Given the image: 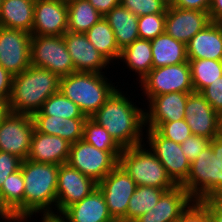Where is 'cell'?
Segmentation results:
<instances>
[{
  "label": "cell",
  "instance_id": "23",
  "mask_svg": "<svg viewBox=\"0 0 222 222\" xmlns=\"http://www.w3.org/2000/svg\"><path fill=\"white\" fill-rule=\"evenodd\" d=\"M61 213L69 222H115L98 188L80 202L65 208Z\"/></svg>",
  "mask_w": 222,
  "mask_h": 222
},
{
  "label": "cell",
  "instance_id": "12",
  "mask_svg": "<svg viewBox=\"0 0 222 222\" xmlns=\"http://www.w3.org/2000/svg\"><path fill=\"white\" fill-rule=\"evenodd\" d=\"M34 130L32 116L9 112L0 123V151L28 159Z\"/></svg>",
  "mask_w": 222,
  "mask_h": 222
},
{
  "label": "cell",
  "instance_id": "45",
  "mask_svg": "<svg viewBox=\"0 0 222 222\" xmlns=\"http://www.w3.org/2000/svg\"><path fill=\"white\" fill-rule=\"evenodd\" d=\"M13 84V75L0 65V99L9 101Z\"/></svg>",
  "mask_w": 222,
  "mask_h": 222
},
{
  "label": "cell",
  "instance_id": "20",
  "mask_svg": "<svg viewBox=\"0 0 222 222\" xmlns=\"http://www.w3.org/2000/svg\"><path fill=\"white\" fill-rule=\"evenodd\" d=\"M194 201L181 185L165 191L155 207L134 222H176Z\"/></svg>",
  "mask_w": 222,
  "mask_h": 222
},
{
  "label": "cell",
  "instance_id": "1",
  "mask_svg": "<svg viewBox=\"0 0 222 222\" xmlns=\"http://www.w3.org/2000/svg\"><path fill=\"white\" fill-rule=\"evenodd\" d=\"M123 89L119 87L90 118L122 148H128L144 144L145 108L139 107L141 102H134L135 96L131 99Z\"/></svg>",
  "mask_w": 222,
  "mask_h": 222
},
{
  "label": "cell",
  "instance_id": "48",
  "mask_svg": "<svg viewBox=\"0 0 222 222\" xmlns=\"http://www.w3.org/2000/svg\"><path fill=\"white\" fill-rule=\"evenodd\" d=\"M0 222H20L19 218L15 215V213L4 202V199L1 194H0Z\"/></svg>",
  "mask_w": 222,
  "mask_h": 222
},
{
  "label": "cell",
  "instance_id": "14",
  "mask_svg": "<svg viewBox=\"0 0 222 222\" xmlns=\"http://www.w3.org/2000/svg\"><path fill=\"white\" fill-rule=\"evenodd\" d=\"M98 183L72 168L68 163L61 164L57 178L56 212L80 202L97 189Z\"/></svg>",
  "mask_w": 222,
  "mask_h": 222
},
{
  "label": "cell",
  "instance_id": "34",
  "mask_svg": "<svg viewBox=\"0 0 222 222\" xmlns=\"http://www.w3.org/2000/svg\"><path fill=\"white\" fill-rule=\"evenodd\" d=\"M34 115H50L61 118H87L81 109L60 91L50 96Z\"/></svg>",
  "mask_w": 222,
  "mask_h": 222
},
{
  "label": "cell",
  "instance_id": "10",
  "mask_svg": "<svg viewBox=\"0 0 222 222\" xmlns=\"http://www.w3.org/2000/svg\"><path fill=\"white\" fill-rule=\"evenodd\" d=\"M144 144L159 159L167 175L176 185H182L188 177L190 161L180 144L163 137L155 129H145Z\"/></svg>",
  "mask_w": 222,
  "mask_h": 222
},
{
  "label": "cell",
  "instance_id": "8",
  "mask_svg": "<svg viewBox=\"0 0 222 222\" xmlns=\"http://www.w3.org/2000/svg\"><path fill=\"white\" fill-rule=\"evenodd\" d=\"M30 63L45 68L60 78L75 72L64 36L31 35Z\"/></svg>",
  "mask_w": 222,
  "mask_h": 222
},
{
  "label": "cell",
  "instance_id": "15",
  "mask_svg": "<svg viewBox=\"0 0 222 222\" xmlns=\"http://www.w3.org/2000/svg\"><path fill=\"white\" fill-rule=\"evenodd\" d=\"M63 36L75 72L107 73L108 70L110 73L112 64L94 47L85 33L67 31Z\"/></svg>",
  "mask_w": 222,
  "mask_h": 222
},
{
  "label": "cell",
  "instance_id": "44",
  "mask_svg": "<svg viewBox=\"0 0 222 222\" xmlns=\"http://www.w3.org/2000/svg\"><path fill=\"white\" fill-rule=\"evenodd\" d=\"M201 202L208 208L211 222H222V197H210Z\"/></svg>",
  "mask_w": 222,
  "mask_h": 222
},
{
  "label": "cell",
  "instance_id": "13",
  "mask_svg": "<svg viewBox=\"0 0 222 222\" xmlns=\"http://www.w3.org/2000/svg\"><path fill=\"white\" fill-rule=\"evenodd\" d=\"M31 34L0 27V65L13 76L22 73L30 63Z\"/></svg>",
  "mask_w": 222,
  "mask_h": 222
},
{
  "label": "cell",
  "instance_id": "22",
  "mask_svg": "<svg viewBox=\"0 0 222 222\" xmlns=\"http://www.w3.org/2000/svg\"><path fill=\"white\" fill-rule=\"evenodd\" d=\"M188 60H222V23L210 22L186 44Z\"/></svg>",
  "mask_w": 222,
  "mask_h": 222
},
{
  "label": "cell",
  "instance_id": "47",
  "mask_svg": "<svg viewBox=\"0 0 222 222\" xmlns=\"http://www.w3.org/2000/svg\"><path fill=\"white\" fill-rule=\"evenodd\" d=\"M90 4L104 17L114 7L121 4V0H88Z\"/></svg>",
  "mask_w": 222,
  "mask_h": 222
},
{
  "label": "cell",
  "instance_id": "40",
  "mask_svg": "<svg viewBox=\"0 0 222 222\" xmlns=\"http://www.w3.org/2000/svg\"><path fill=\"white\" fill-rule=\"evenodd\" d=\"M176 222H211V217L201 201H193Z\"/></svg>",
  "mask_w": 222,
  "mask_h": 222
},
{
  "label": "cell",
  "instance_id": "24",
  "mask_svg": "<svg viewBox=\"0 0 222 222\" xmlns=\"http://www.w3.org/2000/svg\"><path fill=\"white\" fill-rule=\"evenodd\" d=\"M34 127L38 132L59 136L73 144L83 139L86 118H61L50 115H33Z\"/></svg>",
  "mask_w": 222,
  "mask_h": 222
},
{
  "label": "cell",
  "instance_id": "41",
  "mask_svg": "<svg viewBox=\"0 0 222 222\" xmlns=\"http://www.w3.org/2000/svg\"><path fill=\"white\" fill-rule=\"evenodd\" d=\"M22 161L14 154L0 151V187L10 174L20 169Z\"/></svg>",
  "mask_w": 222,
  "mask_h": 222
},
{
  "label": "cell",
  "instance_id": "18",
  "mask_svg": "<svg viewBox=\"0 0 222 222\" xmlns=\"http://www.w3.org/2000/svg\"><path fill=\"white\" fill-rule=\"evenodd\" d=\"M210 22L209 13L206 11L168 6L165 33L175 40L187 44L196 33L202 31Z\"/></svg>",
  "mask_w": 222,
  "mask_h": 222
},
{
  "label": "cell",
  "instance_id": "37",
  "mask_svg": "<svg viewBox=\"0 0 222 222\" xmlns=\"http://www.w3.org/2000/svg\"><path fill=\"white\" fill-rule=\"evenodd\" d=\"M121 5L134 15L166 13L167 5L161 0H121Z\"/></svg>",
  "mask_w": 222,
  "mask_h": 222
},
{
  "label": "cell",
  "instance_id": "4",
  "mask_svg": "<svg viewBox=\"0 0 222 222\" xmlns=\"http://www.w3.org/2000/svg\"><path fill=\"white\" fill-rule=\"evenodd\" d=\"M24 189V216L37 212H56L59 165L34 162L21 163Z\"/></svg>",
  "mask_w": 222,
  "mask_h": 222
},
{
  "label": "cell",
  "instance_id": "52",
  "mask_svg": "<svg viewBox=\"0 0 222 222\" xmlns=\"http://www.w3.org/2000/svg\"><path fill=\"white\" fill-rule=\"evenodd\" d=\"M219 128L222 131V110L218 112Z\"/></svg>",
  "mask_w": 222,
  "mask_h": 222
},
{
  "label": "cell",
  "instance_id": "32",
  "mask_svg": "<svg viewBox=\"0 0 222 222\" xmlns=\"http://www.w3.org/2000/svg\"><path fill=\"white\" fill-rule=\"evenodd\" d=\"M194 92H202L208 85L222 77V60H188Z\"/></svg>",
  "mask_w": 222,
  "mask_h": 222
},
{
  "label": "cell",
  "instance_id": "42",
  "mask_svg": "<svg viewBox=\"0 0 222 222\" xmlns=\"http://www.w3.org/2000/svg\"><path fill=\"white\" fill-rule=\"evenodd\" d=\"M201 94L210 103L211 107L219 112L222 110V77L208 85Z\"/></svg>",
  "mask_w": 222,
  "mask_h": 222
},
{
  "label": "cell",
  "instance_id": "36",
  "mask_svg": "<svg viewBox=\"0 0 222 222\" xmlns=\"http://www.w3.org/2000/svg\"><path fill=\"white\" fill-rule=\"evenodd\" d=\"M166 13L148 14L138 17L140 39L152 40L165 33Z\"/></svg>",
  "mask_w": 222,
  "mask_h": 222
},
{
  "label": "cell",
  "instance_id": "51",
  "mask_svg": "<svg viewBox=\"0 0 222 222\" xmlns=\"http://www.w3.org/2000/svg\"><path fill=\"white\" fill-rule=\"evenodd\" d=\"M9 112L8 101L0 99V123Z\"/></svg>",
  "mask_w": 222,
  "mask_h": 222
},
{
  "label": "cell",
  "instance_id": "27",
  "mask_svg": "<svg viewBox=\"0 0 222 222\" xmlns=\"http://www.w3.org/2000/svg\"><path fill=\"white\" fill-rule=\"evenodd\" d=\"M104 19L112 28L117 46L121 51L139 39L138 16L121 4L107 13Z\"/></svg>",
  "mask_w": 222,
  "mask_h": 222
},
{
  "label": "cell",
  "instance_id": "16",
  "mask_svg": "<svg viewBox=\"0 0 222 222\" xmlns=\"http://www.w3.org/2000/svg\"><path fill=\"white\" fill-rule=\"evenodd\" d=\"M68 6L62 0H35L31 35L63 36L67 32Z\"/></svg>",
  "mask_w": 222,
  "mask_h": 222
},
{
  "label": "cell",
  "instance_id": "38",
  "mask_svg": "<svg viewBox=\"0 0 222 222\" xmlns=\"http://www.w3.org/2000/svg\"><path fill=\"white\" fill-rule=\"evenodd\" d=\"M155 130H157L163 137L178 144H181L192 135V132L184 119L160 123Z\"/></svg>",
  "mask_w": 222,
  "mask_h": 222
},
{
  "label": "cell",
  "instance_id": "35",
  "mask_svg": "<svg viewBox=\"0 0 222 222\" xmlns=\"http://www.w3.org/2000/svg\"><path fill=\"white\" fill-rule=\"evenodd\" d=\"M83 140L102 151H123L105 128L90 117H87L84 123Z\"/></svg>",
  "mask_w": 222,
  "mask_h": 222
},
{
  "label": "cell",
  "instance_id": "21",
  "mask_svg": "<svg viewBox=\"0 0 222 222\" xmlns=\"http://www.w3.org/2000/svg\"><path fill=\"white\" fill-rule=\"evenodd\" d=\"M71 143L65 139L47 135L38 132L36 129L33 132L28 159L39 163L49 164H65L68 162Z\"/></svg>",
  "mask_w": 222,
  "mask_h": 222
},
{
  "label": "cell",
  "instance_id": "19",
  "mask_svg": "<svg viewBox=\"0 0 222 222\" xmlns=\"http://www.w3.org/2000/svg\"><path fill=\"white\" fill-rule=\"evenodd\" d=\"M189 93L171 92L152 97L145 107V128L155 129L160 123L185 118V106ZM144 104V105H142Z\"/></svg>",
  "mask_w": 222,
  "mask_h": 222
},
{
  "label": "cell",
  "instance_id": "31",
  "mask_svg": "<svg viewBox=\"0 0 222 222\" xmlns=\"http://www.w3.org/2000/svg\"><path fill=\"white\" fill-rule=\"evenodd\" d=\"M165 191L167 190L156 187L137 186L129 201L127 222H134L140 216L148 213L156 206Z\"/></svg>",
  "mask_w": 222,
  "mask_h": 222
},
{
  "label": "cell",
  "instance_id": "28",
  "mask_svg": "<svg viewBox=\"0 0 222 222\" xmlns=\"http://www.w3.org/2000/svg\"><path fill=\"white\" fill-rule=\"evenodd\" d=\"M153 68L188 62L186 44L163 33L150 40Z\"/></svg>",
  "mask_w": 222,
  "mask_h": 222
},
{
  "label": "cell",
  "instance_id": "17",
  "mask_svg": "<svg viewBox=\"0 0 222 222\" xmlns=\"http://www.w3.org/2000/svg\"><path fill=\"white\" fill-rule=\"evenodd\" d=\"M184 120L192 135L212 140L221 131L218 112H216L200 92L189 93L185 106Z\"/></svg>",
  "mask_w": 222,
  "mask_h": 222
},
{
  "label": "cell",
  "instance_id": "6",
  "mask_svg": "<svg viewBox=\"0 0 222 222\" xmlns=\"http://www.w3.org/2000/svg\"><path fill=\"white\" fill-rule=\"evenodd\" d=\"M181 186L194 201L222 197V166L211 145L191 162L187 180Z\"/></svg>",
  "mask_w": 222,
  "mask_h": 222
},
{
  "label": "cell",
  "instance_id": "39",
  "mask_svg": "<svg viewBox=\"0 0 222 222\" xmlns=\"http://www.w3.org/2000/svg\"><path fill=\"white\" fill-rule=\"evenodd\" d=\"M210 139L198 135H191L180 144L185 157L191 162L198 158L199 154L210 145Z\"/></svg>",
  "mask_w": 222,
  "mask_h": 222
},
{
  "label": "cell",
  "instance_id": "7",
  "mask_svg": "<svg viewBox=\"0 0 222 222\" xmlns=\"http://www.w3.org/2000/svg\"><path fill=\"white\" fill-rule=\"evenodd\" d=\"M138 84L141 96L145 99L143 102L171 92H194L189 62L152 68Z\"/></svg>",
  "mask_w": 222,
  "mask_h": 222
},
{
  "label": "cell",
  "instance_id": "33",
  "mask_svg": "<svg viewBox=\"0 0 222 222\" xmlns=\"http://www.w3.org/2000/svg\"><path fill=\"white\" fill-rule=\"evenodd\" d=\"M24 189L25 183L21 168L10 174L0 187V194L4 202L19 220L24 217Z\"/></svg>",
  "mask_w": 222,
  "mask_h": 222
},
{
  "label": "cell",
  "instance_id": "26",
  "mask_svg": "<svg viewBox=\"0 0 222 222\" xmlns=\"http://www.w3.org/2000/svg\"><path fill=\"white\" fill-rule=\"evenodd\" d=\"M35 0H2L0 27L22 30L31 34Z\"/></svg>",
  "mask_w": 222,
  "mask_h": 222
},
{
  "label": "cell",
  "instance_id": "9",
  "mask_svg": "<svg viewBox=\"0 0 222 222\" xmlns=\"http://www.w3.org/2000/svg\"><path fill=\"white\" fill-rule=\"evenodd\" d=\"M122 151H102L81 139L70 147L68 164L99 183L118 164Z\"/></svg>",
  "mask_w": 222,
  "mask_h": 222
},
{
  "label": "cell",
  "instance_id": "53",
  "mask_svg": "<svg viewBox=\"0 0 222 222\" xmlns=\"http://www.w3.org/2000/svg\"><path fill=\"white\" fill-rule=\"evenodd\" d=\"M164 2L167 6H172L175 0H161Z\"/></svg>",
  "mask_w": 222,
  "mask_h": 222
},
{
  "label": "cell",
  "instance_id": "49",
  "mask_svg": "<svg viewBox=\"0 0 222 222\" xmlns=\"http://www.w3.org/2000/svg\"><path fill=\"white\" fill-rule=\"evenodd\" d=\"M208 13L211 22L222 23V0H211Z\"/></svg>",
  "mask_w": 222,
  "mask_h": 222
},
{
  "label": "cell",
  "instance_id": "11",
  "mask_svg": "<svg viewBox=\"0 0 222 222\" xmlns=\"http://www.w3.org/2000/svg\"><path fill=\"white\" fill-rule=\"evenodd\" d=\"M137 185L125 169L118 164L97 188L104 196L109 213L115 221L127 222V209Z\"/></svg>",
  "mask_w": 222,
  "mask_h": 222
},
{
  "label": "cell",
  "instance_id": "43",
  "mask_svg": "<svg viewBox=\"0 0 222 222\" xmlns=\"http://www.w3.org/2000/svg\"><path fill=\"white\" fill-rule=\"evenodd\" d=\"M39 218V222H69L67 218L61 212H37L25 215L20 222H35V220ZM41 214V215H40ZM36 217V219L33 218ZM34 219V220H33ZM41 219V221H40ZM33 220V221H32Z\"/></svg>",
  "mask_w": 222,
  "mask_h": 222
},
{
  "label": "cell",
  "instance_id": "25",
  "mask_svg": "<svg viewBox=\"0 0 222 222\" xmlns=\"http://www.w3.org/2000/svg\"><path fill=\"white\" fill-rule=\"evenodd\" d=\"M119 61L131 73L134 84L137 86L153 68L152 49L150 40L137 39L121 51ZM135 80L137 81L135 83Z\"/></svg>",
  "mask_w": 222,
  "mask_h": 222
},
{
  "label": "cell",
  "instance_id": "5",
  "mask_svg": "<svg viewBox=\"0 0 222 222\" xmlns=\"http://www.w3.org/2000/svg\"><path fill=\"white\" fill-rule=\"evenodd\" d=\"M119 164L137 186H150L171 190L177 186L167 175L159 159L145 145L123 148Z\"/></svg>",
  "mask_w": 222,
  "mask_h": 222
},
{
  "label": "cell",
  "instance_id": "3",
  "mask_svg": "<svg viewBox=\"0 0 222 222\" xmlns=\"http://www.w3.org/2000/svg\"><path fill=\"white\" fill-rule=\"evenodd\" d=\"M108 76V73L74 72L60 78L59 91L86 117H91L121 86H115Z\"/></svg>",
  "mask_w": 222,
  "mask_h": 222
},
{
  "label": "cell",
  "instance_id": "2",
  "mask_svg": "<svg viewBox=\"0 0 222 222\" xmlns=\"http://www.w3.org/2000/svg\"><path fill=\"white\" fill-rule=\"evenodd\" d=\"M59 85L60 77L57 74L30 65L22 73L13 76L9 111L33 116L50 96L59 91Z\"/></svg>",
  "mask_w": 222,
  "mask_h": 222
},
{
  "label": "cell",
  "instance_id": "50",
  "mask_svg": "<svg viewBox=\"0 0 222 222\" xmlns=\"http://www.w3.org/2000/svg\"><path fill=\"white\" fill-rule=\"evenodd\" d=\"M210 145L222 166V131L210 141Z\"/></svg>",
  "mask_w": 222,
  "mask_h": 222
},
{
  "label": "cell",
  "instance_id": "29",
  "mask_svg": "<svg viewBox=\"0 0 222 222\" xmlns=\"http://www.w3.org/2000/svg\"><path fill=\"white\" fill-rule=\"evenodd\" d=\"M88 40L113 65L120 66L121 50L118 48L115 35L109 23L102 17L86 33Z\"/></svg>",
  "mask_w": 222,
  "mask_h": 222
},
{
  "label": "cell",
  "instance_id": "46",
  "mask_svg": "<svg viewBox=\"0 0 222 222\" xmlns=\"http://www.w3.org/2000/svg\"><path fill=\"white\" fill-rule=\"evenodd\" d=\"M210 4L211 0H175L172 6L209 12Z\"/></svg>",
  "mask_w": 222,
  "mask_h": 222
},
{
  "label": "cell",
  "instance_id": "30",
  "mask_svg": "<svg viewBox=\"0 0 222 222\" xmlns=\"http://www.w3.org/2000/svg\"><path fill=\"white\" fill-rule=\"evenodd\" d=\"M68 6V32L86 33L103 16L88 0H70Z\"/></svg>",
  "mask_w": 222,
  "mask_h": 222
}]
</instances>
